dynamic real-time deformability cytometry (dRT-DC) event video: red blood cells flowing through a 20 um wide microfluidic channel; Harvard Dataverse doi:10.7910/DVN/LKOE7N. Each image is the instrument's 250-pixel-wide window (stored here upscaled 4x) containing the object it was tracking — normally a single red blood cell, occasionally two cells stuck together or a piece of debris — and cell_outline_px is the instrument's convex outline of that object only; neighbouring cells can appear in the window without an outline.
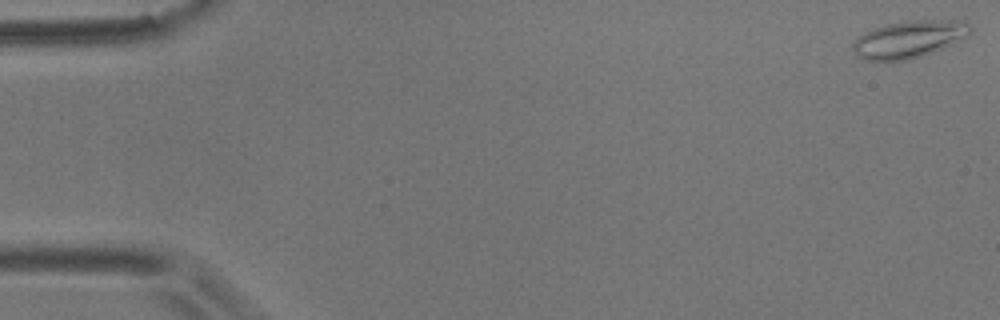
{"species": "common noctule bat (a hibernating species)", "species_latin": "Nyctalus noctula", "temperature_condition": "room temperature", "stored_images_in_passage": 56, "camera_frame_rate_fps": 3000, "um_per_image_px": 0.085, "animal": {"sex": "male", "body_mass_g": 17.9}, "frame": {"image": 1, "passage_image": 1, "time_ms": 0.0, "image_size_px": [1000, 320], "cell_outline_px": [[972, 32], [968, 36], [944, 48], [908, 60], [888, 64], [876, 64], [864, 60], [856, 56], [852, 48], [852, 44], [864, 32], [872, 28], [884, 24], [904, 20], [964, 20], [972, 28]], "centroid_in_image_um": [77.21, 3.37], "position_along_channel_um": 7.8, "area_um2": 26.53}}
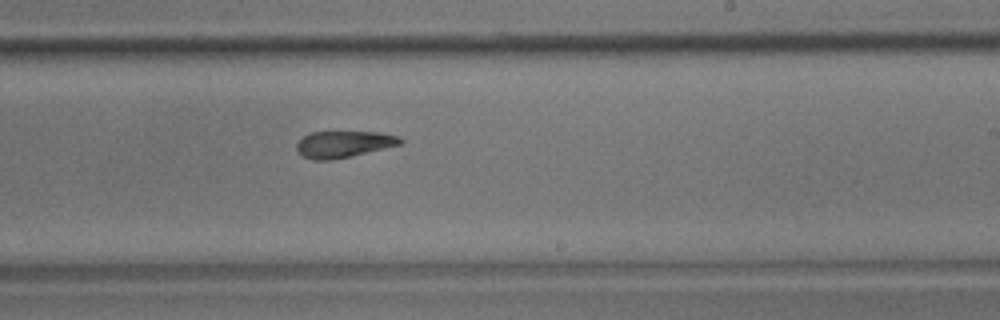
{"frame": {"image": 2, "passage_image": 34, "time_ms": 11.0, "image_size_px": [1000, 320], "cell_outline_px": [[404, 140], [400, 144], [332, 160], [312, 160], [304, 156], [296, 148], [296, 144], [304, 136], [312, 132], [380, 132], [400, 136]], "centroid_in_image_um": [29.22, 12.24], "position_along_channel_um": 259.8, "area_um2": 15.78}}
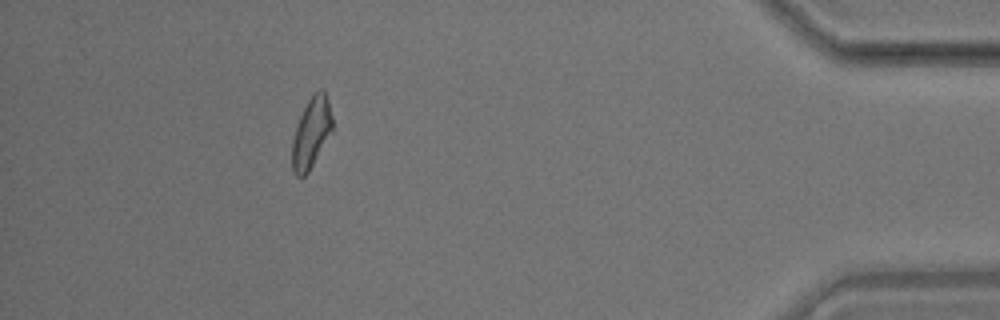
{"frame": {"image": 3, "passage_image": 51, "time_ms": 16.667, "image_size_px": [1000, 320], "cell_outline_px": [[332, 132], [308, 172], [304, 176], [296, 176], [292, 168], [292, 140], [300, 116], [308, 100], [320, 88], [324, 92], [328, 100], [332, 116]], "centroid_in_image_um": [26.46, 11.3], "position_along_channel_um": 408.7, "area_um2": 16.24}, "authors_computed_cell_mechanics": {"area_um2": 17.4267, "velocity_mm_per_s": 3.566, "shape_relaxation_time_tau1_ms": 11.2421, "shape_relaxation_time_tau2_ms": 4.3294, "deformation_change_tau1": 0.2323, "deformation_change_tau2": 0.0918}}